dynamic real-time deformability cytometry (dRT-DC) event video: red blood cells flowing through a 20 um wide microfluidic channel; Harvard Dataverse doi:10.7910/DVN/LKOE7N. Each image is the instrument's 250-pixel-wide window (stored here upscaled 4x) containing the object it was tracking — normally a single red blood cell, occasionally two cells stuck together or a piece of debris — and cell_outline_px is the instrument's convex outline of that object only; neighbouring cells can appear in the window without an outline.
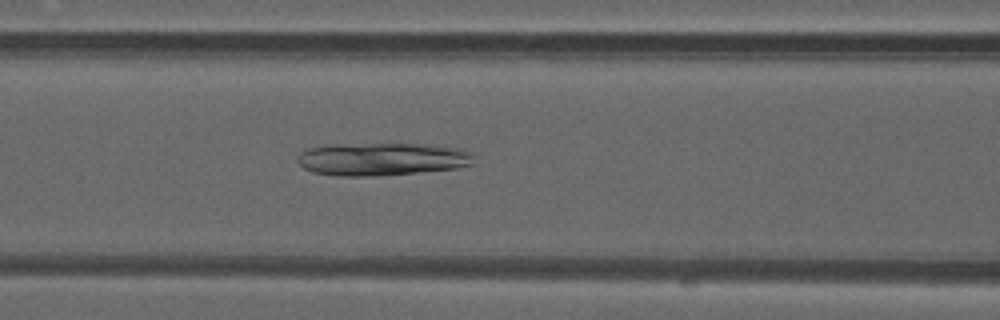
{"species": "common noctule bat (a hibernating species)", "species_latin": "Nyctalus noctula", "temperature_condition": "warm", "stored_images_in_passage": 44, "camera_frame_rate_fps": 3000, "um_per_image_px": 0.085, "animal": {"sex": "male", "forearm_length_mm": 52.5}, "frame": {"image": 1, "passage_image": 16, "time_ms": 5.0, "image_size_px": [1000, 320], "cell_outline_px": [[476, 164], [456, 168], [380, 176], [336, 176], [312, 172], [304, 168], [296, 160], [296, 156], [300, 152], [308, 148], [332, 144], [400, 140], [432, 144], [460, 148], [472, 152], [476, 156]], "centroid_in_image_um": [32.53, 13.46], "position_along_channel_um": 134.1, "area_um2": 35.84}}
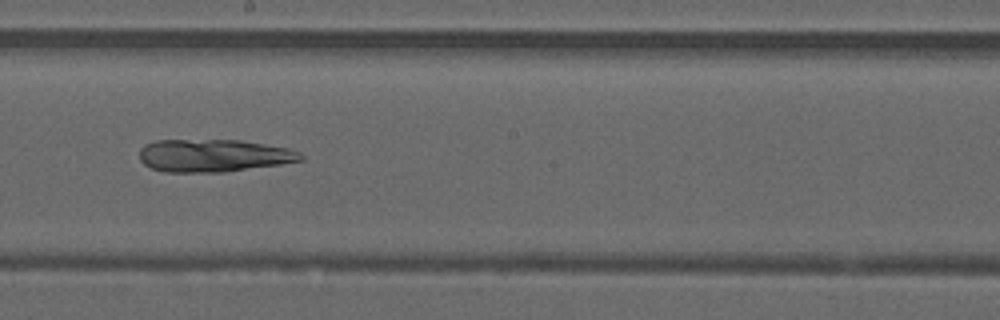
{"frame": {"image": 2, "passage_image": 23, "time_ms": 7.333, "image_size_px": [1000, 320], "cell_outline_px": [[304, 160], [280, 164], [224, 172], [164, 172], [152, 168], [144, 164], [140, 160], [140, 148], [144, 144], [156, 140], [240, 140], [288, 148], [300, 152], [304, 156]], "centroid_in_image_um": [18.14, 13.22], "position_along_channel_um": 230.1, "area_um2": 30.75}}
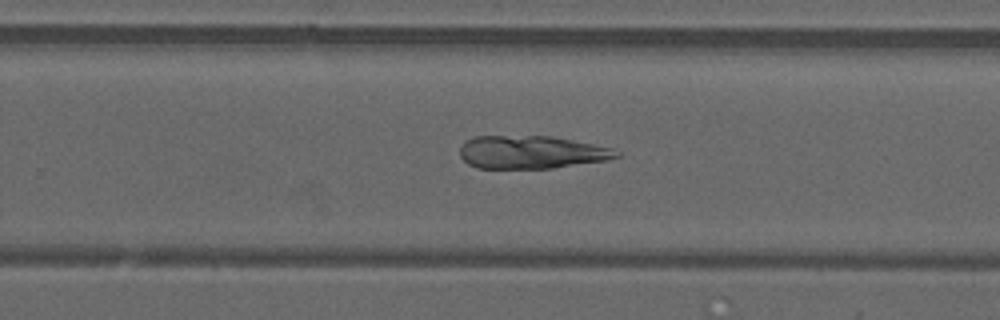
{"frame": {"image": 3, "passage_image": 27, "time_ms": 8.667, "image_size_px": [1000, 320], "cell_outline_px": [[620, 156], [604, 160], [552, 168], [476, 168], [468, 164], [460, 156], [460, 148], [464, 140], [476, 136], [552, 136], [612, 148], [620, 152]], "centroid_in_image_um": [45.11, 12.93], "position_along_channel_um": 284.7, "area_um2": 29.94}}